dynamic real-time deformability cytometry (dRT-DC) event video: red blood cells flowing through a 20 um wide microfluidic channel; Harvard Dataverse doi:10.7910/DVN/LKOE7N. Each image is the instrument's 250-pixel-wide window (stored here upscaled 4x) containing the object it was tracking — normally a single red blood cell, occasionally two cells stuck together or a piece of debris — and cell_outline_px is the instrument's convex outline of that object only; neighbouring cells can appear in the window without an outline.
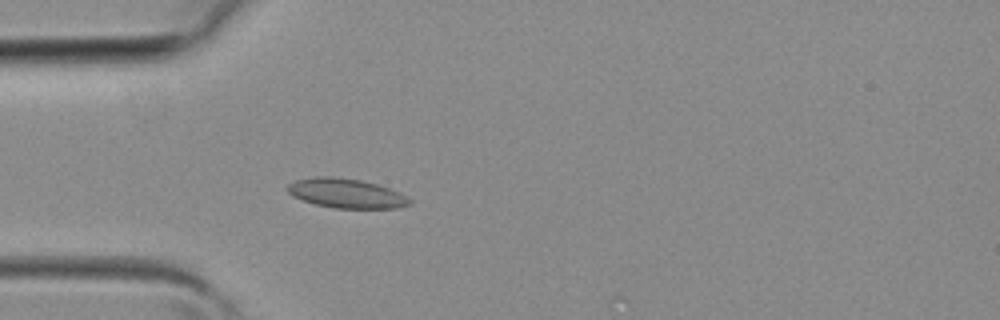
{"species": "common noctule bat (a hibernating species)", "species_latin": "Nyctalus noctula", "temperature_condition": "room temperature", "stored_images_in_passage": 25, "camera_frame_rate_fps": 3000, "um_per_image_px": 0.085, "animal": {"sex": "female", "body_mass_g": 19.3, "forearm_length_mm": 54.1}, "frame": {"image": 1, "passage_image": 3, "time_ms": 0.667, "image_size_px": [1000, 320], "cell_outline_px": [[412, 204], [396, 208], [336, 208], [316, 204], [292, 196], [284, 188], [288, 184], [296, 180], [316, 176], [332, 176], [360, 180], [376, 184], [400, 192], [412, 200]], "centroid_in_image_um": [29.42, 16.43], "position_along_channel_um": 55.6, "area_um2": 20.92}}
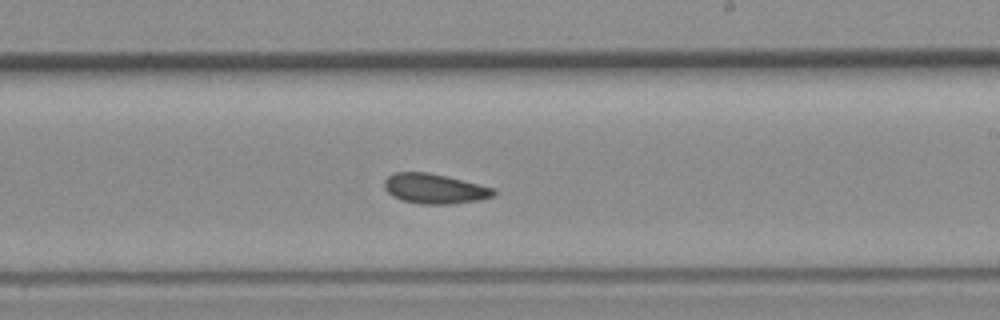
{"frame": {"image": 2, "passage_image": 15, "time_ms": 4.667, "image_size_px": [1000, 320], "cell_outline_px": [[496, 192], [492, 196], [476, 200], [452, 204], [420, 204], [400, 200], [392, 196], [384, 188], [384, 180], [392, 172], [428, 172], [448, 176], [496, 188]], "centroid_in_image_um": [36.91, 16.03], "position_along_channel_um": 252.1, "area_um2": 19.25}}
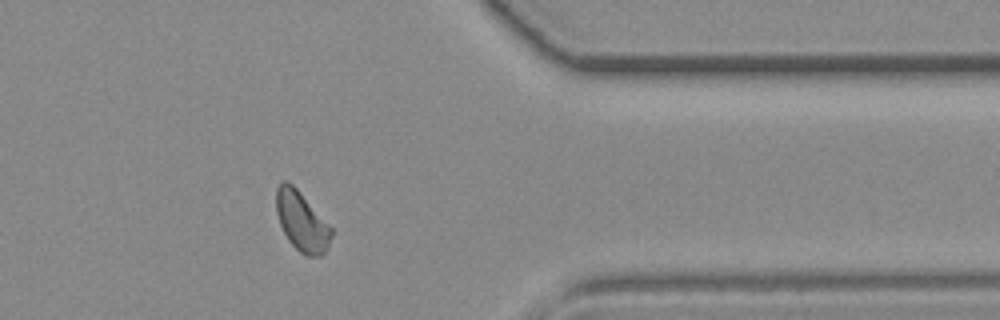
{"frame": {"image": 3, "passage_image": 24, "time_ms": 7.667, "image_size_px": [1000, 320], "cell_outline_px": [[332, 236], [324, 252], [320, 256], [308, 256], [300, 252], [288, 240], [280, 224], [276, 212], [276, 188], [284, 180], [288, 180], [296, 188], [332, 228]], "centroid_in_image_um": [25.63, 18.81], "position_along_channel_um": 385.8, "area_um2": 18.79}}